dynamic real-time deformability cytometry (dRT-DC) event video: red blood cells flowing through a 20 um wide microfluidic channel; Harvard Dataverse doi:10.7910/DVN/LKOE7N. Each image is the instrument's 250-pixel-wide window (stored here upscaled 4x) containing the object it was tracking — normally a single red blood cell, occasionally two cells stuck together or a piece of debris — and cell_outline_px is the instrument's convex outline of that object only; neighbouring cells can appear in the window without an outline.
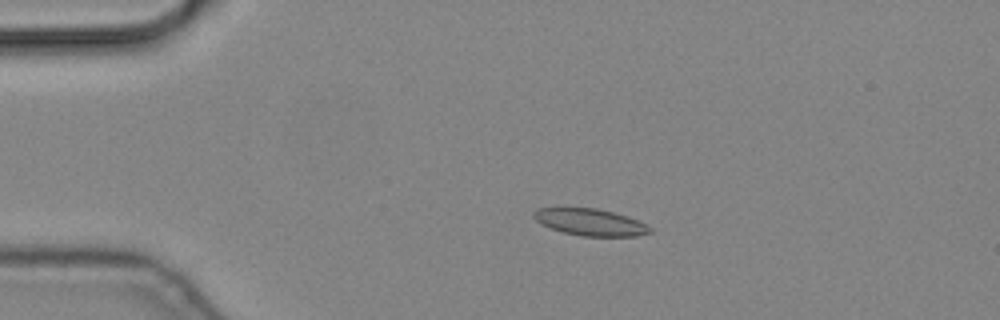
{"species": "common noctule bat (a hibernating species)", "species_latin": "Nyctalus noctula", "temperature_condition": "cold", "stored_images_in_passage": 8, "camera_frame_rate_fps": 3000, "um_per_image_px": 0.085, "animal": {"sex": "male", "body_mass_g": 19.2, "forearm_length_mm": 51.8}, "frame": {"image": 1, "passage_image": 3, "time_ms": 0.667, "image_size_px": [1000, 320], "cell_outline_px": [[652, 232], [636, 236], [580, 236], [564, 232], [540, 224], [532, 216], [532, 212], [536, 208], [596, 208], [628, 216], [648, 224], [652, 228]], "centroid_in_image_um": [50.19, 18.88], "position_along_channel_um": 34.8, "area_um2": 18.26}}
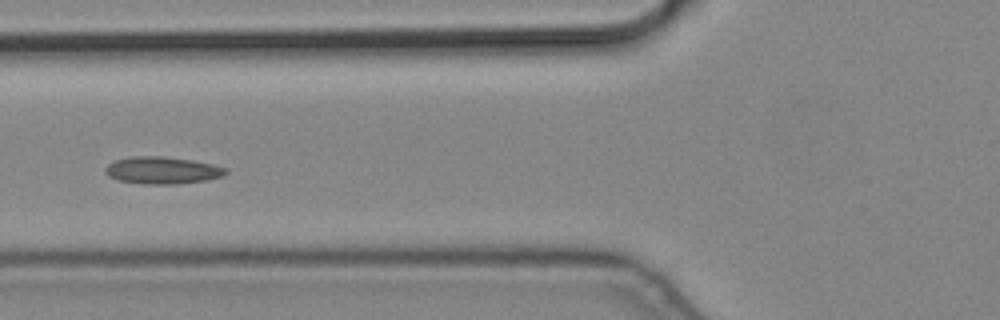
{"frame": {"image": 2, "passage_image": 6, "time_ms": 1.667, "image_size_px": [1000, 320], "cell_outline_px": [[228, 172], [224, 176], [208, 180], [176, 184], [144, 184], [120, 180], [108, 176], [104, 172], [104, 168], [108, 164], [116, 160], [132, 156], [160, 156], [192, 160], [212, 164], [224, 168]], "centroid_in_image_um": [13.79, 14.48], "position_along_channel_um": 112.0, "area_um2": 19.02}}
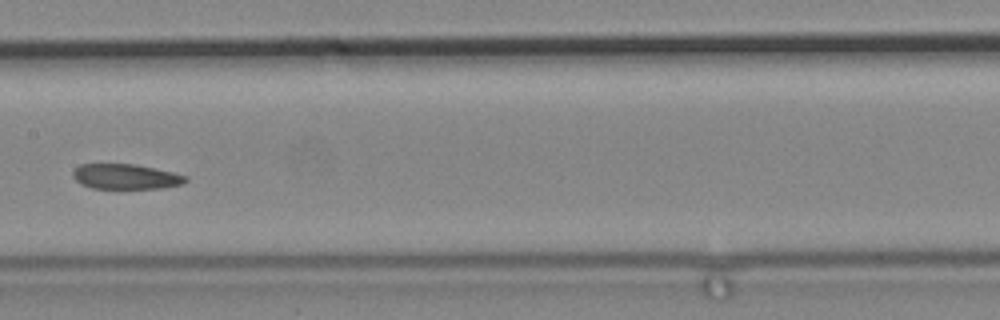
{"frame": {"image": 3, "passage_image": 8, "time_ms": 2.333, "image_size_px": [1000, 320], "cell_outline_px": [[188, 180], [184, 184], [160, 188], [92, 188], [80, 184], [72, 176], [72, 172], [80, 164], [136, 164], [172, 172], [188, 176]], "centroid_in_image_um": [10.69, 15.01], "position_along_channel_um": 196.7, "area_um2": 16.53}}